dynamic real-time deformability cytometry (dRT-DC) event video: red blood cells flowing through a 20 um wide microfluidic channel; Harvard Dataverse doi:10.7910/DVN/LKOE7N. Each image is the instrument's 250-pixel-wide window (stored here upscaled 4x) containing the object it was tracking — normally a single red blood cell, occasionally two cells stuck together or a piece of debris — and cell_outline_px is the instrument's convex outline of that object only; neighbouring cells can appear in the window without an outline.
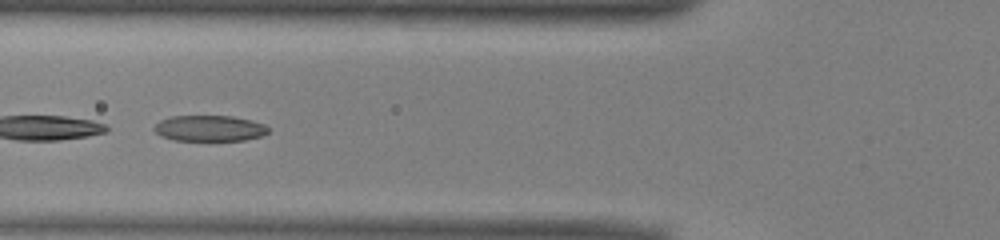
{"species": "common noctule bat (a hibernating species)", "species_latin": "Nyctalus noctula", "temperature_condition": "warm", "stored_images_in_passage": 32, "segment_of_instrument_passage": [2, 2], "camera_frame_rate_fps": 3000, "um_per_image_px": 0.085, "animal": {"sex": "male", "body_mass_g": 13.0, "forearm_length_mm": 53.1}, "frame": {"image": 1, "passage_image": 19, "time_ms": 6.0, "image_size_px": [1000, 240], "cell_outline_px": [[268, 132], [260, 136], [244, 140], [172, 140], [160, 136], [152, 128], [160, 120], [168, 116], [232, 116], [252, 120], [264, 124], [268, 128]], "centroid_in_image_um": [17.77, 10.9], "position_along_channel_um": 108.0, "area_um2": 17.22}}